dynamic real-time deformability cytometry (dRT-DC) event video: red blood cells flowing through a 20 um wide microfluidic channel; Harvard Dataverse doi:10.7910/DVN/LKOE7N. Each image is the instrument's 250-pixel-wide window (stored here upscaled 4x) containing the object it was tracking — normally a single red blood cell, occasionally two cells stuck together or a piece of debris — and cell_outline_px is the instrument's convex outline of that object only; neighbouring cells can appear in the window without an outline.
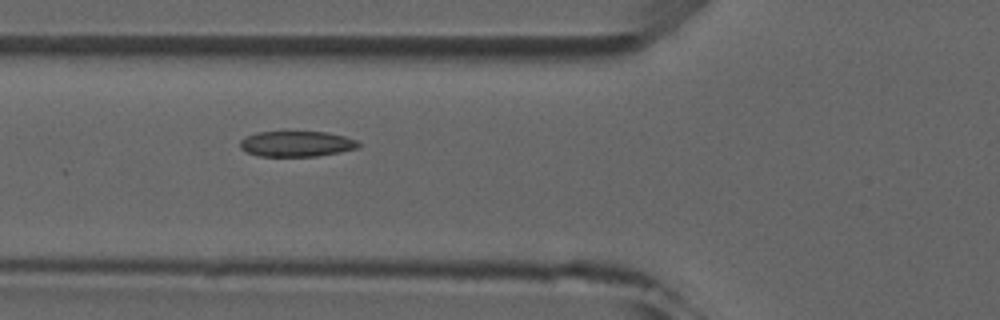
{"species": "common noctule bat (a hibernating species)", "species_latin": "Nyctalus noctula", "temperature_condition": "room temperature", "stored_images_in_passage": 7, "camera_frame_rate_fps": 3000, "um_per_image_px": 0.085, "animal": {"sex": "male", "forearm_length_mm": 52.5}, "frame": {"image": 1, "passage_image": 6, "time_ms": 5.667, "image_size_px": [1000, 320], "cell_outline_px": [[360, 148], [340, 152], [316, 156], [260, 156], [248, 152], [240, 148], [240, 140], [244, 136], [256, 132], [324, 132], [344, 136], [356, 140], [360, 144]], "centroid_in_image_um": [25.2, 12.22], "position_along_channel_um": 100.6, "area_um2": 17.63}}
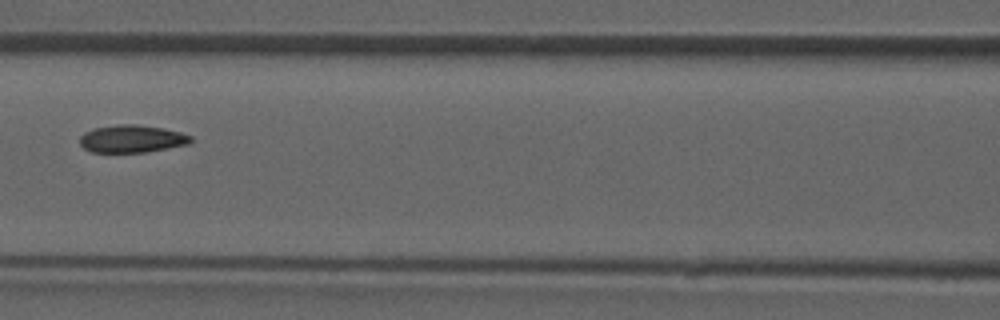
{"frame": {"image": 2, "passage_image": 7, "time_ms": 7.0, "image_size_px": [1000, 320], "cell_outline_px": [[192, 144], [148, 152], [92, 152], [84, 148], [80, 144], [80, 136], [84, 132], [92, 128], [120, 124], [136, 124], [160, 128], [180, 132], [192, 136]], "centroid_in_image_um": [11.23, 11.8], "position_along_channel_um": 155.4, "area_um2": 17.98}}